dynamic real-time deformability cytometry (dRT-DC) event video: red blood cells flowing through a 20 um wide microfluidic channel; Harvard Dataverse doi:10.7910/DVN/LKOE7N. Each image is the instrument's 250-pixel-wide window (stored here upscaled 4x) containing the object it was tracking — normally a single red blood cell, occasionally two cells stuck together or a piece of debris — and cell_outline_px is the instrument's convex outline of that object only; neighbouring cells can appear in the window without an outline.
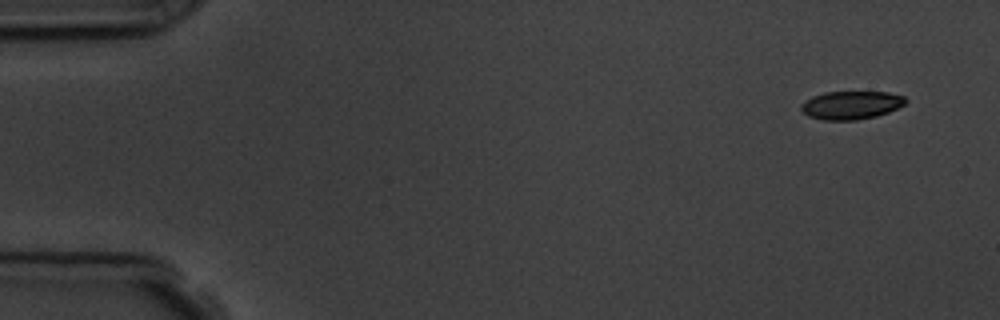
{"species": "common noctule bat (a hibernating species)", "species_latin": "Nyctalus noctula", "temperature_condition": "room temperature", "stored_images_in_passage": 5, "camera_frame_rate_fps": 3000, "um_per_image_px": 0.085, "animal": {"sex": "male", "body_mass_g": 19.5, "forearm_length_mm": 54.6}, "frame": {"image": 1, "passage_image": 1, "time_ms": 0.0, "image_size_px": [1000, 320], "cell_outline_px": [[908, 100], [904, 104], [888, 112], [876, 116], [856, 120], [824, 120], [808, 116], [800, 108], [800, 104], [804, 100], [812, 96], [824, 92], [888, 92], [904, 96]], "centroid_in_image_um": [72.32, 8.93], "position_along_channel_um": 12.7, "area_um2": 17.22}}